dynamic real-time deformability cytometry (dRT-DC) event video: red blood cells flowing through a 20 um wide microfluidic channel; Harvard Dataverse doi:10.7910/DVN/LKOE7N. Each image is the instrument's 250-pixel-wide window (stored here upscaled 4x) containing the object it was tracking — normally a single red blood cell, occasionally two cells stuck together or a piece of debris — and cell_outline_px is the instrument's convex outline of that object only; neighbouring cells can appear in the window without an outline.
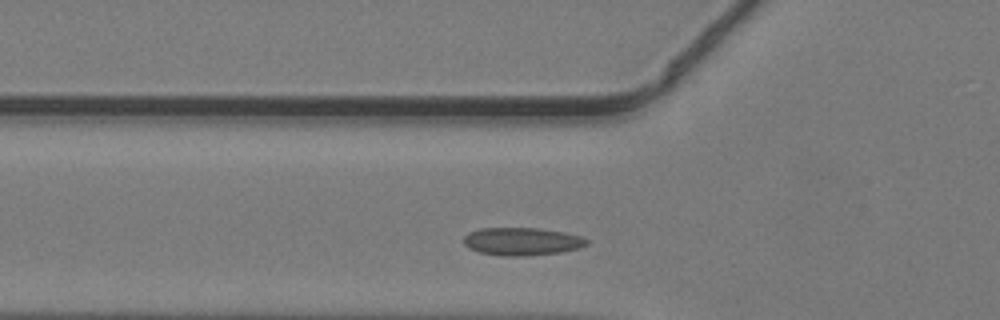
{"species": "common noctule bat (a hibernating species)", "species_latin": "Nyctalus noctula", "temperature_condition": "warm", "stored_images_in_passage": 30, "camera_frame_rate_fps": 3000, "um_per_image_px": 0.085, "animal": {"sex": "male", "body_mass_g": 19.2, "forearm_length_mm": 51.8}, "frame": {"image": 1, "passage_image": 3, "time_ms": 0.667, "image_size_px": [1000, 320], "cell_outline_px": [[588, 244], [580, 248], [560, 252], [528, 256], [500, 256], [480, 252], [468, 248], [464, 244], [464, 236], [468, 232], [480, 228], [540, 228], [564, 232], [580, 236], [588, 240]], "centroid_in_image_um": [44.35, 20.52], "position_along_channel_um": 81.4, "area_um2": 20.11}}
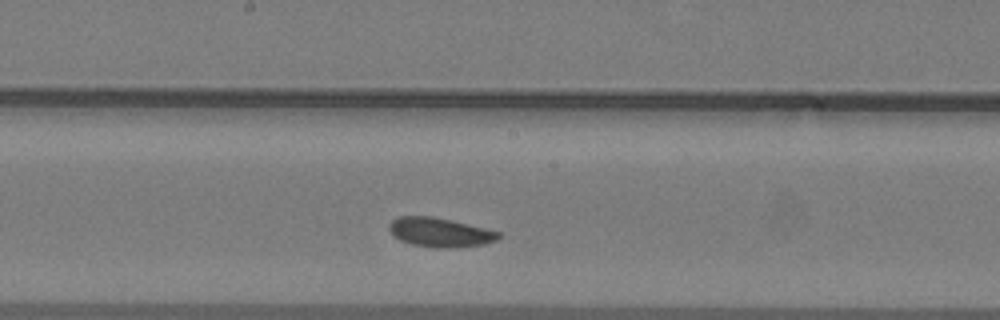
{"frame": {"image": 2, "passage_image": 12, "time_ms": 3.667, "image_size_px": [1000, 320], "cell_outline_px": [[500, 236], [496, 240], [484, 244], [452, 248], [436, 248], [412, 244], [400, 240], [388, 228], [388, 224], [392, 220], [400, 216], [432, 216], [468, 224], [500, 232]], "centroid_in_image_um": [37.39, 19.75], "position_along_channel_um": 210.8, "area_um2": 18.44}}
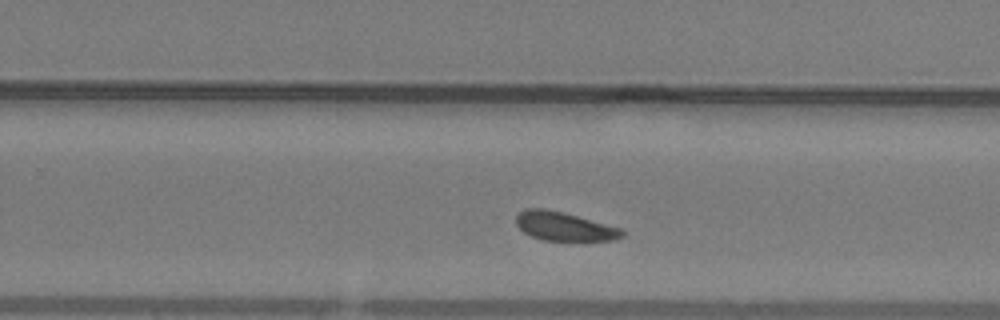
{"frame": {"image": 3, "passage_image": 17, "time_ms": 5.333, "image_size_px": [1000, 320], "cell_outline_px": [[624, 236], [616, 240], [584, 244], [544, 240], [532, 236], [524, 232], [516, 224], [516, 216], [524, 208], [544, 208], [564, 212], [624, 228]], "centroid_in_image_um": [48.08, 19.3], "position_along_channel_um": 281.7, "area_um2": 18.96}}